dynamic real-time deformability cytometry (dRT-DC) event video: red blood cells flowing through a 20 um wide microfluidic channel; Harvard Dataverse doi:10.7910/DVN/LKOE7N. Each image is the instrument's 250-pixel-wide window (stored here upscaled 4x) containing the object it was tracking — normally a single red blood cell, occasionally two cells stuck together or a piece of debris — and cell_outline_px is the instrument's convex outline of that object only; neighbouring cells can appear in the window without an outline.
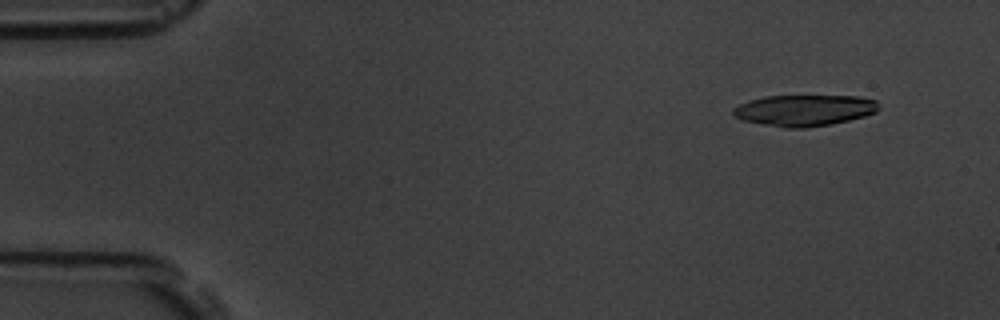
{"species": "common noctule bat (a hibernating species)", "species_latin": "Nyctalus noctula", "temperature_condition": "room temperature", "stored_images_in_passage": 5, "camera_frame_rate_fps": 3000, "um_per_image_px": 0.085, "animal": {"sex": "male", "body_mass_g": 19.5, "forearm_length_mm": 54.6}, "frame": {"image": 1, "passage_image": 2, "time_ms": 1.333, "image_size_px": [1000, 320], "cell_outline_px": [[880, 108], [876, 112], [864, 116], [848, 120], [828, 124], [804, 128], [784, 128], [744, 120], [736, 116], [732, 112], [732, 108], [748, 100], [764, 96], [856, 96], [876, 100]], "centroid_in_image_um": [68.37, 9.37], "position_along_channel_um": 16.6, "area_um2": 26.3}}